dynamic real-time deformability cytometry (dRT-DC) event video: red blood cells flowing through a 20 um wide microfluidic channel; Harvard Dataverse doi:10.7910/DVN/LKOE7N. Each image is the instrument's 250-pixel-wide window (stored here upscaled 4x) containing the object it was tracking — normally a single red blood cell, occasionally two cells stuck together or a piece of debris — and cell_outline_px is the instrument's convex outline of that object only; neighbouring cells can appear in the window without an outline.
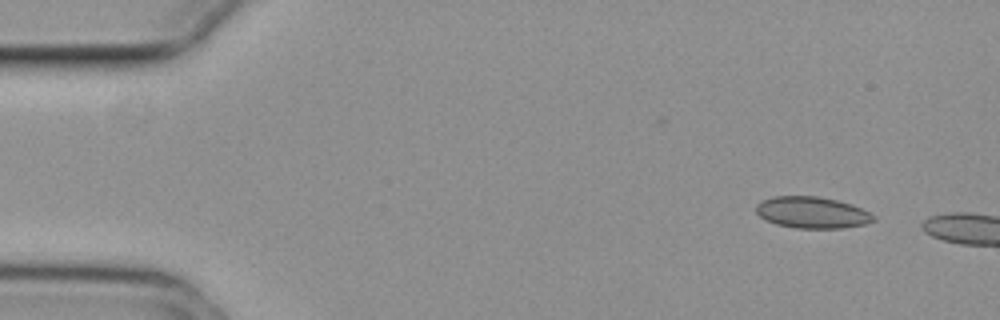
{"species": "common noctule bat (a hibernating species)", "species_latin": "Nyctalus noctula", "temperature_condition": "cold", "stored_images_in_passage": 11, "camera_frame_rate_fps": 3000, "um_per_image_px": 0.085, "animal": {"sex": "female", "body_mass_g": 29.2, "forearm_length_mm": 56.3}, "frame": {"image": 1, "passage_image": 4, "time_ms": 1.0, "image_size_px": [1000, 320], "cell_outline_px": [[876, 220], [864, 224], [844, 228], [796, 228], [776, 224], [764, 220], [756, 212], [756, 204], [760, 200], [772, 196], [820, 196], [852, 204], [876, 216]], "centroid_in_image_um": [69.0, 18.06], "position_along_channel_um": 16.0, "area_um2": 21.73}}